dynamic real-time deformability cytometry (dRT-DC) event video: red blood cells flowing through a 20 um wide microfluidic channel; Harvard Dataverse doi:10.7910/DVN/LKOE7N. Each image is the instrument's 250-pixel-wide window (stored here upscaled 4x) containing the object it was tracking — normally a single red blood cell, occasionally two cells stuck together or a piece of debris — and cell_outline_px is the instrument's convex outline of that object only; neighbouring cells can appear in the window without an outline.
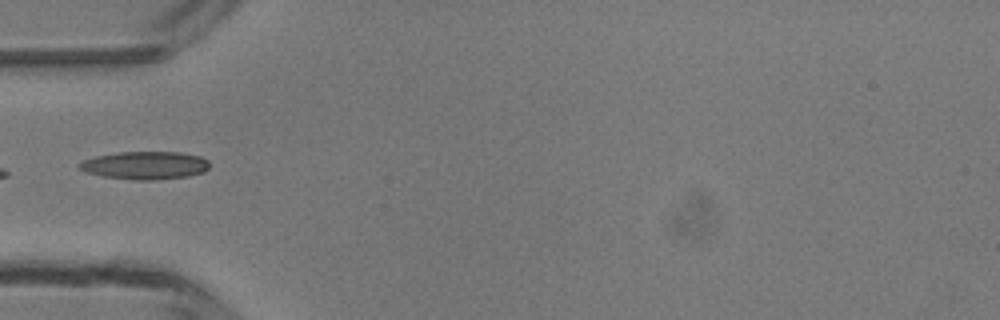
{"species": "common noctule bat (a hibernating species)", "species_latin": "Nyctalus noctula", "temperature_condition": "room temperature", "stored_images_in_passage": 5, "camera_frame_rate_fps": 3000, "um_per_image_px": 0.085, "animal": {"sex": "male", "body_mass_g": 13.3}, "frame": {"image": 1, "passage_image": 4, "time_ms": 3.667, "image_size_px": [1000, 320], "cell_outline_px": [[208, 168], [204, 172], [188, 176], [152, 180], [132, 180], [104, 176], [88, 172], [80, 168], [80, 164], [84, 160], [96, 156], [120, 152], [180, 152], [200, 156], [208, 160]], "centroid_in_image_um": [12.38, 14.05], "position_along_channel_um": 72.6, "area_um2": 20.92}}
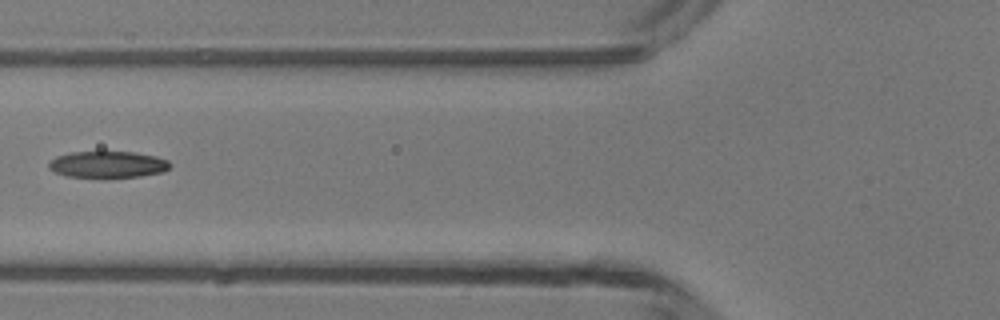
{"frame": {"image": 2, "passage_image": 5, "time_ms": 4.667, "image_size_px": [1000, 320], "cell_outline_px": [[168, 168], [164, 172], [140, 176], [68, 176], [56, 172], [48, 168], [48, 164], [56, 156], [68, 152], [136, 152], [156, 156], [168, 160]], "centroid_in_image_um": [9.16, 13.95], "position_along_channel_um": 116.6, "area_um2": 18.32}}